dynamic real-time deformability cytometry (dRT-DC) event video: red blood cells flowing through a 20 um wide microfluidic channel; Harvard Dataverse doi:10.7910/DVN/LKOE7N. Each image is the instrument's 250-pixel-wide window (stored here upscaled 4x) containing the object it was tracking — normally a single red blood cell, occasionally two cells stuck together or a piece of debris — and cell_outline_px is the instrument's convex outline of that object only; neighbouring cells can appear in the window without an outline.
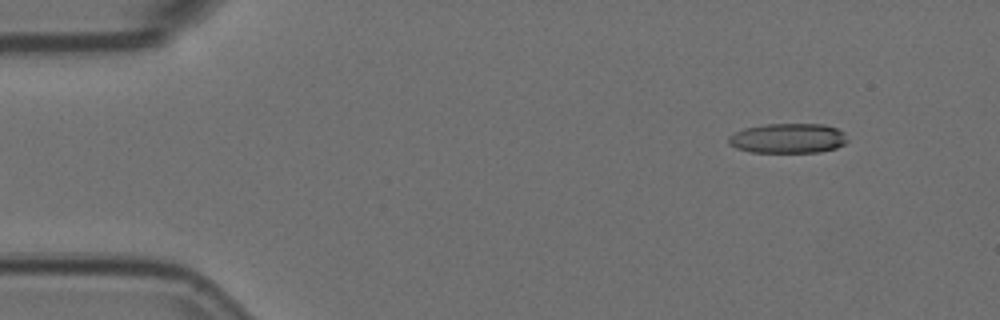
{"species": "Egyptian fruit bat (a non-hibernating species)", "species_latin": "Rousettus aegyptiacus", "temperature_condition": "room temperature", "stored_images_in_passage": 6, "segment_of_instrument_passage": [1, 2], "camera_frame_rate_fps": 3000, "um_per_image_px": 0.085, "animal": {"sex": "female"}, "frame": {"image": 1, "passage_image": 2, "time_ms": 0.333, "image_size_px": [1000, 320], "cell_outline_px": [[848, 140], [844, 144], [836, 148], [820, 152], [752, 152], [736, 148], [728, 144], [728, 136], [744, 128], [768, 124], [824, 124], [836, 128], [844, 132]], "centroid_in_image_um": [66.99, 11.75], "position_along_channel_um": 18.0, "area_um2": 20.69}}
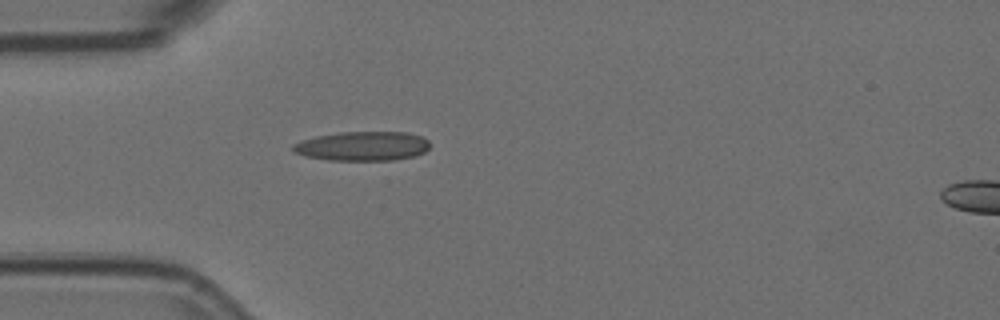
{"frame": {"image": 2, "passage_image": 5, "time_ms": 1.333, "image_size_px": [1000, 320], "cell_outline_px": [[428, 148], [424, 152], [412, 156], [396, 160], [328, 160], [304, 156], [292, 152], [292, 144], [316, 136], [340, 132], [408, 132], [420, 136], [428, 140]], "centroid_in_image_um": [30.78, 12.42], "position_along_channel_um": 54.2, "area_um2": 23.35}}